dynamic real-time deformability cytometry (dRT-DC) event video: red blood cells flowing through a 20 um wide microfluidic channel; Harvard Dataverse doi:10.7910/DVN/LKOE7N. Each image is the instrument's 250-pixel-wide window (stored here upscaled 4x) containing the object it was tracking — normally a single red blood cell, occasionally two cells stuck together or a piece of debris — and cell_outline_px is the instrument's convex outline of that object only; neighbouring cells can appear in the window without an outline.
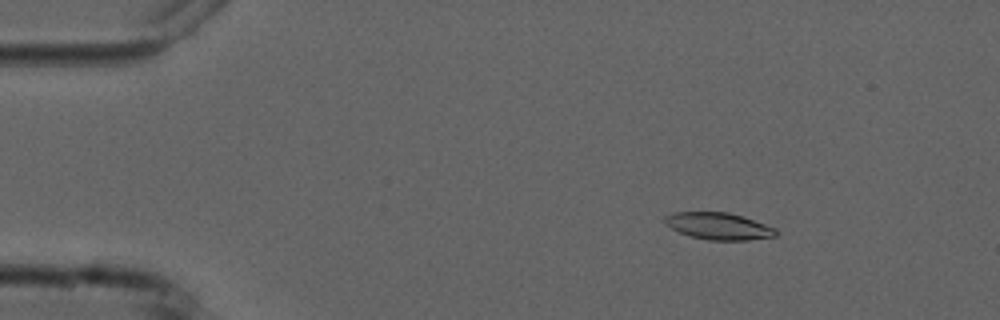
{"species": "common noctule bat (a hibernating species)", "species_latin": "Nyctalus noctula", "temperature_condition": "cold", "stored_images_in_passage": 5, "camera_frame_rate_fps": 3000, "um_per_image_px": 0.085, "animal": {"sex": "male", "forearm_length_mm": 52.5}, "frame": {"image": 1, "passage_image": 3, "time_ms": 2.333, "image_size_px": [1000, 320], "cell_outline_px": [[776, 236], [748, 240], [708, 240], [692, 236], [680, 232], [672, 228], [664, 220], [664, 216], [672, 212], [728, 212], [776, 228]], "centroid_in_image_um": [61.07, 19.22], "position_along_channel_um": 23.9, "area_um2": 17.11}}